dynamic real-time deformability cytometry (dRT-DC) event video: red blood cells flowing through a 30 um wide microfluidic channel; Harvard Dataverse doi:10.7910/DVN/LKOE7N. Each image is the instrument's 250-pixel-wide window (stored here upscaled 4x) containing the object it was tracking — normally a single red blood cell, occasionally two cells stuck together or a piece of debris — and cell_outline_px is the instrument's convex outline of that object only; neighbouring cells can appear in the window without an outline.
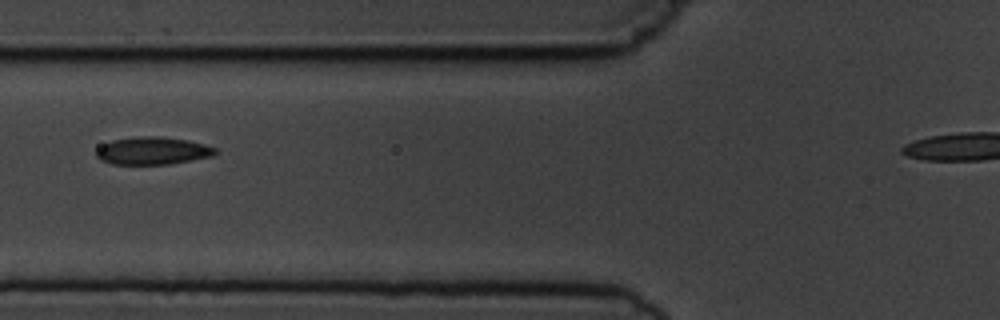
{"species": "common noctule bat (a hibernating species)", "species_latin": "Nyctalus noctula", "temperature_condition": "cold", "stored_images_in_passage": 6, "segment_of_instrument_passage": [1, 2], "camera_frame_rate_fps": 3000, "um_per_image_px": 0.085, "animal": {"sex": "male", "body_mass_g": 19.5, "forearm_length_mm": 54.6}, "frame": {"image": 1, "passage_image": 3, "time_ms": 2.333, "image_size_px": [1000, 320], "cell_outline_px": [[216, 152], [212, 156], [192, 160], [168, 164], [112, 164], [100, 160], [96, 156], [96, 152], [104, 144], [112, 140], [140, 136], [160, 136], [188, 140], [204, 144], [216, 148]], "centroid_in_image_um": [12.98, 12.81], "position_along_channel_um": 112.8, "area_um2": 19.02}}
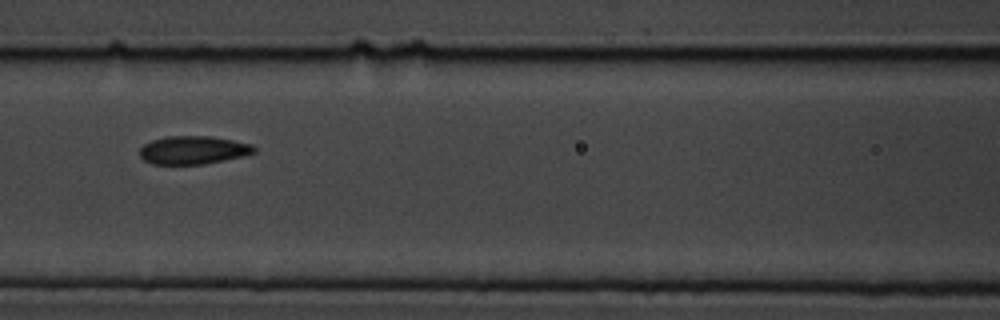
{"frame": {"image": 2, "passage_image": 4, "time_ms": 3.333, "image_size_px": [1000, 320], "cell_outline_px": [[256, 152], [224, 160], [204, 164], [152, 164], [144, 160], [140, 156], [140, 148], [144, 144], [152, 140], [168, 136], [212, 136], [252, 144], [256, 148]], "centroid_in_image_um": [16.41, 12.75], "position_along_channel_um": 150.2, "area_um2": 18.73}}
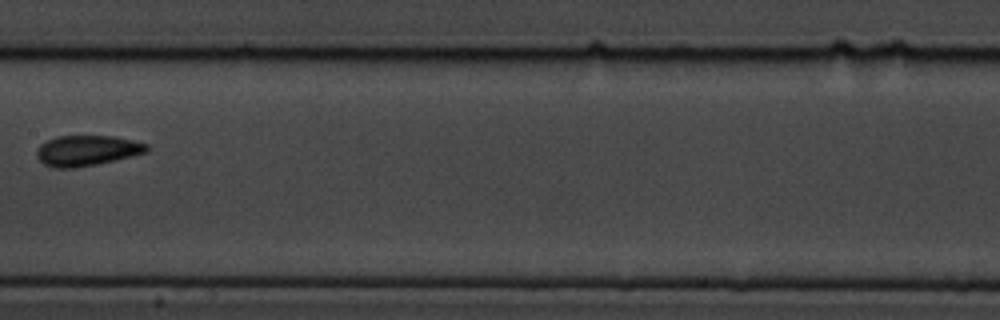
{"frame": {"image": 3, "passage_image": 5, "time_ms": 4.667, "image_size_px": [1000, 320], "cell_outline_px": [[148, 152], [96, 164], [72, 168], [56, 168], [44, 164], [36, 156], [36, 152], [40, 144], [56, 136], [112, 136], [132, 140], [148, 144]], "centroid_in_image_um": [7.37, 12.79], "position_along_channel_um": 200.0, "area_um2": 19.36}}